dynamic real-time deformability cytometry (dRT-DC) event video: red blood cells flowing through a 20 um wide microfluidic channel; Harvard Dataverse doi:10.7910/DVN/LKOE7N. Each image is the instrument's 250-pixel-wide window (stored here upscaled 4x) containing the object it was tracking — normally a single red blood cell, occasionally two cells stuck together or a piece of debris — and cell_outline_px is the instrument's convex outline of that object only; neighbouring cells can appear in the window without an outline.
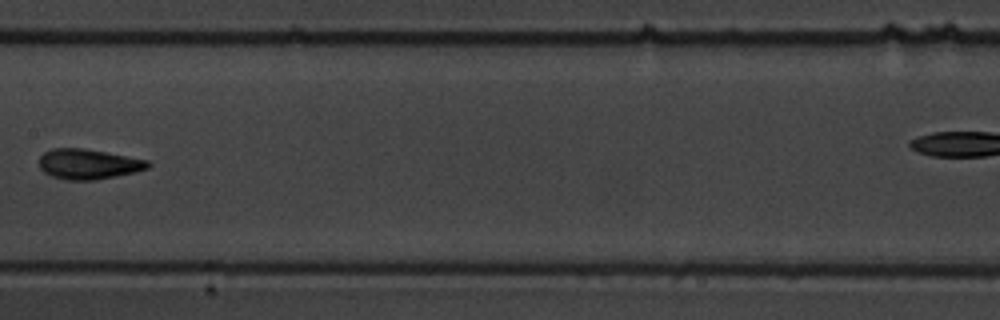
{"species": "common noctule bat (a hibernating species)", "species_latin": "Nyctalus noctula", "temperature_condition": "warm", "stored_images_in_passage": 17, "camera_frame_rate_fps": 3000, "um_per_image_px": 0.085, "animal": {"sex": "male", "body_mass_g": 19.5, "forearm_length_mm": 54.6}, "frame": {"image": 1, "passage_image": 8, "time_ms": 9.333, "image_size_px": [1000, 320], "cell_outline_px": [[152, 164], [148, 168], [136, 172], [96, 180], [68, 180], [52, 176], [44, 172], [40, 168], [40, 156], [44, 152], [52, 148], [84, 148], [148, 160]], "centroid_in_image_um": [7.52, 13.95], "position_along_channel_um": 199.9, "area_um2": 19.13}}
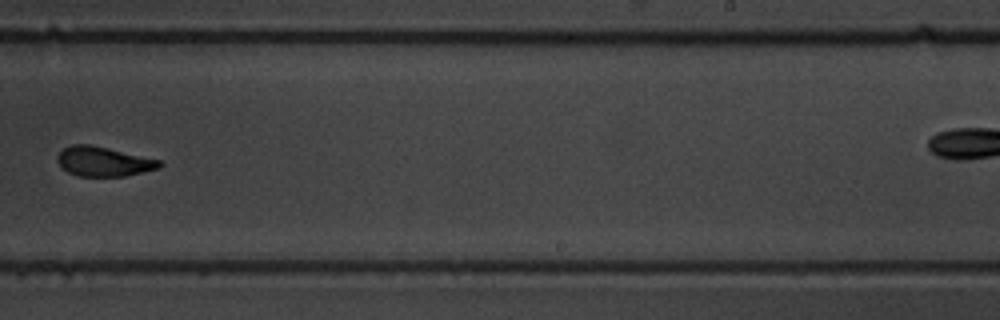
{"frame": {"image": 2, "passage_image": 10, "time_ms": 11.667, "image_size_px": [1000, 320], "cell_outline_px": [[164, 164], [160, 168], [124, 176], [76, 176], [68, 172], [56, 160], [56, 156], [64, 148], [72, 144], [88, 144], [108, 148], [160, 160]], "centroid_in_image_um": [8.8, 13.73], "position_along_channel_um": 280.2, "area_um2": 17.51}}
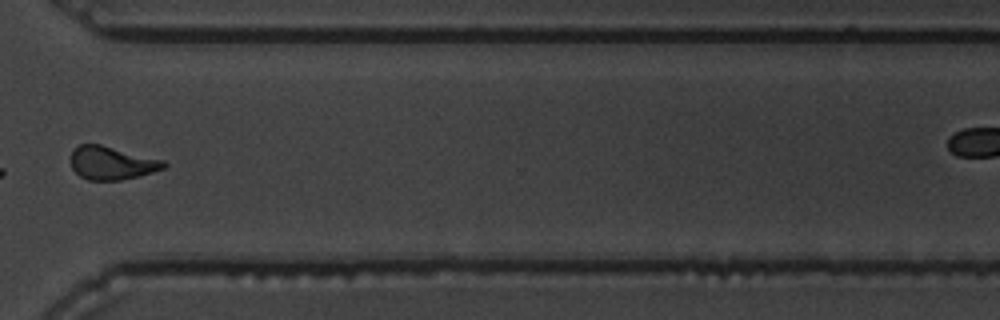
{"frame": {"image": 3, "passage_image": 12, "time_ms": 14.0, "image_size_px": [1000, 320], "cell_outline_px": [[168, 164], [164, 168], [140, 176], [120, 180], [88, 180], [80, 176], [72, 168], [72, 148], [80, 144], [100, 144], [164, 160]], "centroid_in_image_um": [9.5, 13.85], "position_along_channel_um": 361.1, "area_um2": 17.98}, "authors_computed_cell_mechanics": {"area_um2": 18.2648, "velocity_mm_per_s": 3.4434, "shape_relaxation_time_tau1_ms": 8.3711, "shape_relaxation_time_tau2_ms": 6.663, "deformation_change_tau1": 0.2501, "deformation_change_tau2": 0.0975}}